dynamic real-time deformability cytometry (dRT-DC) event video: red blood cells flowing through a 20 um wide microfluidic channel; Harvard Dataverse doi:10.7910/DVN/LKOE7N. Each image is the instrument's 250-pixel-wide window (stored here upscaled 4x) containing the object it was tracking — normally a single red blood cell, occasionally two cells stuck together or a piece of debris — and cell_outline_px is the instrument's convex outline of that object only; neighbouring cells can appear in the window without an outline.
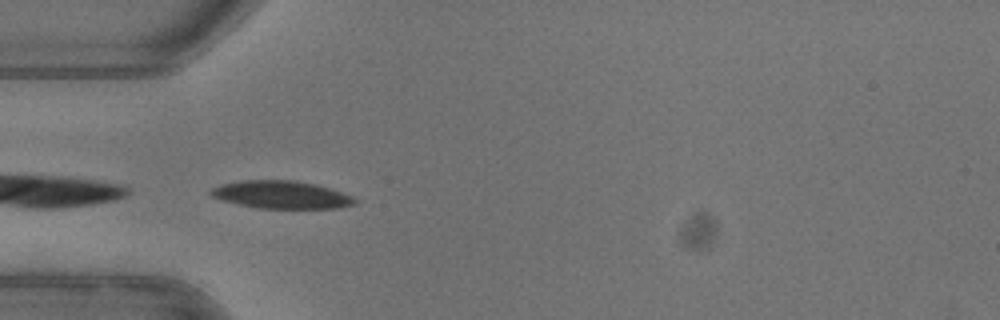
{"species": "common noctule bat (a hibernating species)", "species_latin": "Nyctalus noctula", "temperature_condition": "warm", "stored_images_in_passage": 33, "camera_frame_rate_fps": 3000, "um_per_image_px": 0.085, "animal": {"sex": "female"}, "frame": {"image": 1, "passage_image": 1, "time_ms": 0.0, "image_size_px": [1000, 320], "cell_outline_px": [[356, 204], [340, 208], [260, 208], [240, 204], [224, 200], [212, 196], [208, 192], [212, 188], [220, 184], [240, 180], [296, 180], [316, 184], [352, 196], [356, 200]], "centroid_in_image_um": [23.91, 16.54], "position_along_channel_um": 61.1, "area_um2": 23.12}, "authors_computed_cell_mechanics": {"area_um2": 23.2356, "velocity_mm_per_s": 3.9528, "shape_relaxation_time_tau1_ms": 2.6948, "shape_relaxation_time_tau2_ms": 3.0788, "deformation_change_tau1": 0.1295, "deformation_change_tau2": 0.0542}}